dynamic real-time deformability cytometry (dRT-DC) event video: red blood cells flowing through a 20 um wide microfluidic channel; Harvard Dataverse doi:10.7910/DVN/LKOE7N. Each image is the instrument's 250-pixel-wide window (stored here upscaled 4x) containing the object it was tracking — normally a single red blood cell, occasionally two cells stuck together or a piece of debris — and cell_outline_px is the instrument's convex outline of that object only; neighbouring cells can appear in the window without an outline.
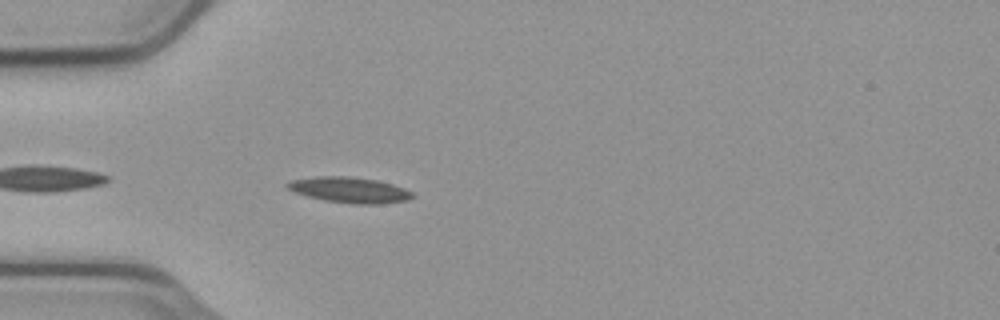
{"species": "common noctule bat (a hibernating species)", "species_latin": "Nyctalus noctula", "temperature_condition": "cold", "stored_images_in_passage": 42, "camera_frame_rate_fps": 3000, "um_per_image_px": 0.085, "animal": {"sex": "male", "body_mass_g": 23.1, "forearm_length_mm": 52.7}, "frame": {"image": 1, "passage_image": 3, "time_ms": 0.667, "image_size_px": [1000, 320], "cell_outline_px": [[416, 196], [408, 200], [380, 204], [352, 204], [324, 200], [308, 196], [296, 192], [288, 188], [284, 184], [292, 180], [316, 176], [348, 176], [376, 180], [392, 184], [404, 188], [412, 192]], "centroid_in_image_um": [29.74, 16.15], "position_along_channel_um": 55.3, "area_um2": 18.67}}
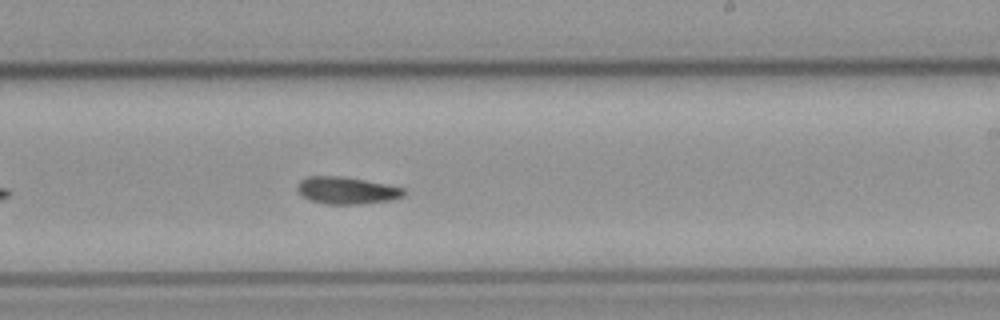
{"frame": {"image": 2, "passage_image": 20, "time_ms": 6.333, "image_size_px": [1000, 320], "cell_outline_px": [[408, 192], [404, 196], [392, 200], [364, 204], [324, 204], [312, 200], [304, 196], [296, 188], [296, 184], [300, 180], [308, 176], [340, 176], [388, 184], [404, 188]], "centroid_in_image_um": [29.52, 16.19], "position_along_channel_um": 259.5, "area_um2": 16.99}}
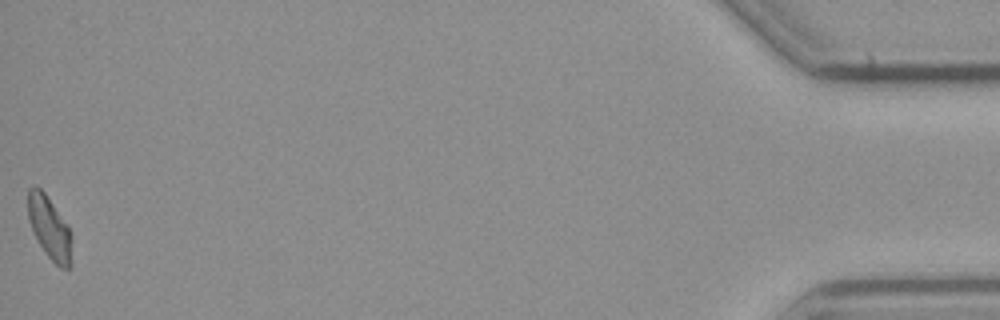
{"frame": {"image": 3, "passage_image": 42, "time_ms": 13.667, "image_size_px": [1000, 320], "cell_outline_px": [[72, 268], [60, 268], [44, 252], [28, 220], [28, 188], [36, 184], [44, 192], [68, 224], [72, 236]], "centroid_in_image_um": [4.24, 19.37], "position_along_channel_um": 431.0, "area_um2": 16.24}}